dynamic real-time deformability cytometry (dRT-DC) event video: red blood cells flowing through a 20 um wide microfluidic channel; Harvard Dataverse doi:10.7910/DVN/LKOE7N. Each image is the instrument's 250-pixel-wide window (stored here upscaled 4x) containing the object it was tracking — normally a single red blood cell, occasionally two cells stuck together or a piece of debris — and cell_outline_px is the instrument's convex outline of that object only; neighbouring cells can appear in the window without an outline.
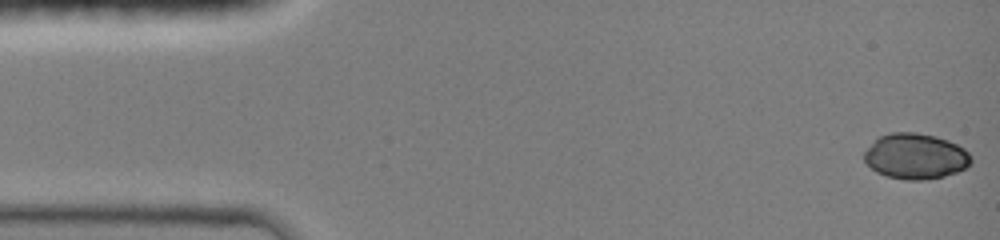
{"species": "common noctule bat (a hibernating species)", "species_latin": "Nyctalus noctula", "temperature_condition": "room temperature", "stored_images_in_passage": 9, "camera_frame_rate_fps": 3000, "um_per_image_px": 0.085, "animal": {"sex": "female", "body_mass_g": 19.0, "forearm_length_mm": 51.5}, "frame": {"image": 1, "passage_image": 1, "time_ms": 0.0, "image_size_px": [1000, 240], "cell_outline_px": [[972, 160], [964, 168], [956, 172], [944, 176], [920, 180], [908, 180], [888, 176], [876, 172], [864, 160], [864, 152], [880, 136], [888, 132], [916, 132], [936, 136], [948, 140], [964, 148], [968, 152]], "centroid_in_image_um": [77.82, 13.27], "position_along_channel_um": 7.2, "area_um2": 28.15}}
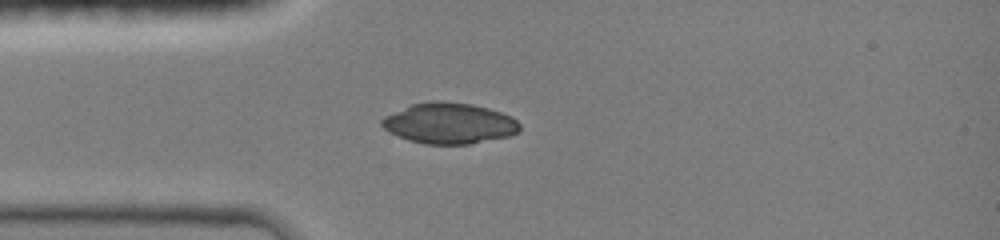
{"frame": {"image": 2, "passage_image": 6, "time_ms": 3.667, "image_size_px": [1000, 240], "cell_outline_px": [[520, 128], [516, 132], [508, 136], [468, 144], [424, 144], [408, 140], [384, 128], [380, 124], [380, 120], [384, 116], [412, 104], [428, 100], [444, 100], [472, 104], [488, 108], [500, 112], [516, 120], [520, 124]], "centroid_in_image_um": [38.16, 10.46], "position_along_channel_um": 46.8, "area_um2": 32.66}}
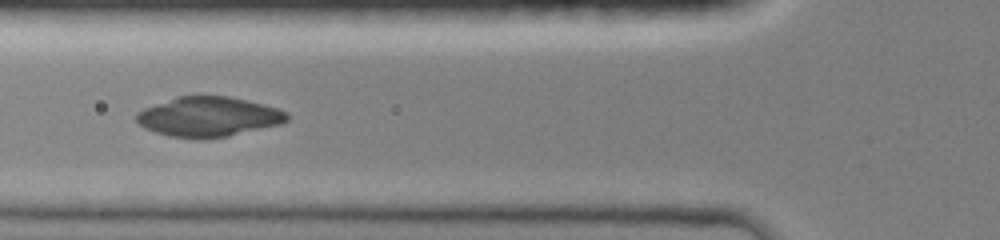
{"frame": {"image": 3, "passage_image": 8, "time_ms": 5.333, "image_size_px": [1000, 240], "cell_outline_px": [[288, 120], [280, 124], [228, 136], [168, 136], [144, 128], [136, 120], [136, 112], [144, 108], [176, 96], [228, 96], [276, 108], [288, 112]], "centroid_in_image_um": [17.7, 9.89], "position_along_channel_um": 108.1, "area_um2": 33.99}}